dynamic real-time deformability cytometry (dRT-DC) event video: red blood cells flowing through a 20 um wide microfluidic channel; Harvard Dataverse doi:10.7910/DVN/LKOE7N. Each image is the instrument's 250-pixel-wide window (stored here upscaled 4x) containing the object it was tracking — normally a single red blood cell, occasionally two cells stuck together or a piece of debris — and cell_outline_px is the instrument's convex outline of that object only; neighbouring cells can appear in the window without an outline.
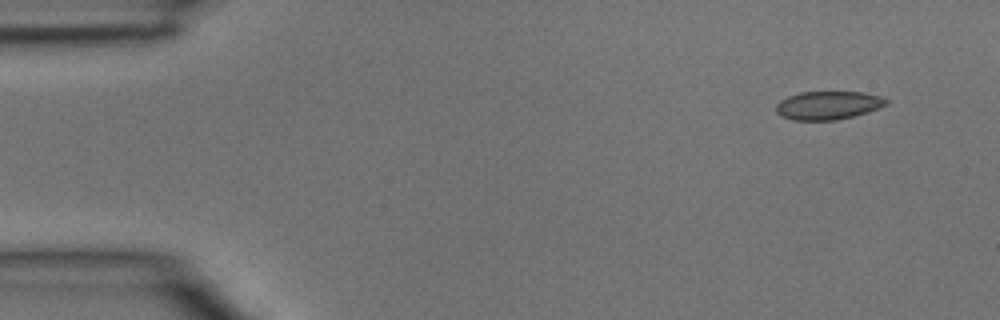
{"species": "common noctule bat (a hibernating species)", "species_latin": "Nyctalus noctula", "temperature_condition": "room temperature", "stored_images_in_passage": 3, "camera_frame_rate_fps": 3000, "um_per_image_px": 0.085, "animal": {"sex": "male", "body_mass_g": 15.6}, "frame": {"image": 1, "passage_image": 1, "time_ms": 0.0, "image_size_px": [1000, 320], "cell_outline_px": [[888, 104], [880, 108], [868, 112], [836, 120], [792, 120], [776, 112], [776, 104], [780, 100], [788, 96], [800, 92], [864, 92], [880, 96], [888, 100]], "centroid_in_image_um": [70.4, 8.95], "position_along_channel_um": 14.6, "area_um2": 18.21}}